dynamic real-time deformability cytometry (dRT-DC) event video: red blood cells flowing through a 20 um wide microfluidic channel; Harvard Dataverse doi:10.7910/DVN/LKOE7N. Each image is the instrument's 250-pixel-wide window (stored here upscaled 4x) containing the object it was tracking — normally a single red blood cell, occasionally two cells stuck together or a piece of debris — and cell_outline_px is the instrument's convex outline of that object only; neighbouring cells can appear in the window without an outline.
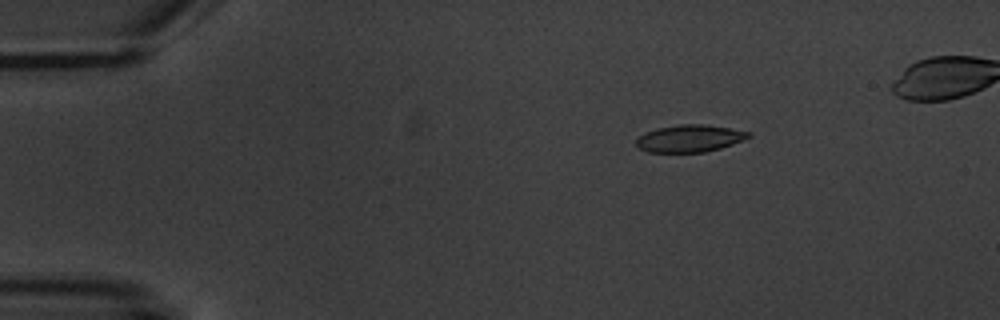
{"species": "common noctule bat (a hibernating species)", "species_latin": "Nyctalus noctula", "temperature_condition": "warm", "stored_images_in_passage": 5, "camera_frame_rate_fps": 3000, "um_per_image_px": 0.085, "animal": {"sex": "male", "body_mass_g": 20.1, "forearm_length_mm": 53.5}, "frame": {"image": 1, "passage_image": 2, "time_ms": 1.333, "image_size_px": [1000, 320], "cell_outline_px": [[752, 136], [744, 140], [720, 148], [704, 152], [648, 152], [640, 148], [636, 144], [636, 136], [660, 128], [680, 124], [704, 124], [752, 132]], "centroid_in_image_um": [58.64, 11.77], "position_along_channel_um": 26.4, "area_um2": 17.69}}